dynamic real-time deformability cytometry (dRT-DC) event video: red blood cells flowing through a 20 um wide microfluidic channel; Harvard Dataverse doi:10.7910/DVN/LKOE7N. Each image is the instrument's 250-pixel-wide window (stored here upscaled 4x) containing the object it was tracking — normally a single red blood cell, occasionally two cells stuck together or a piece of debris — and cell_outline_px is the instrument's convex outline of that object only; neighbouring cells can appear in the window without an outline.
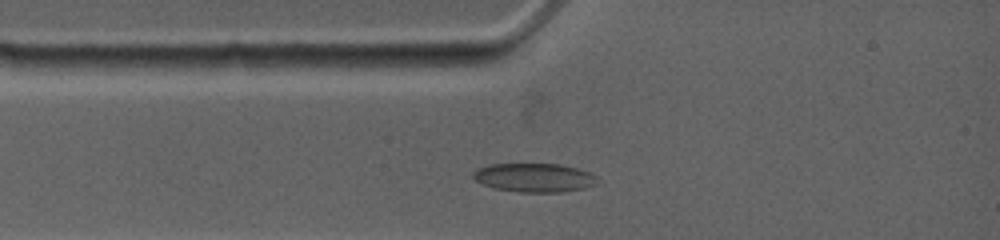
{"species": "common noctule bat (a hibernating species)", "species_latin": "Nyctalus noctula", "temperature_condition": "warm", "stored_images_in_passage": 5, "camera_frame_rate_fps": 4500, "um_per_image_px": 0.085, "animal": {"sex": "female", "body_mass_g": 19.0, "forearm_length_mm": 53.3}, "frame": {"image": 1, "passage_image": 3, "time_ms": 1.778, "image_size_px": [1000, 240], "cell_outline_px": [[596, 184], [584, 188], [560, 192], [520, 192], [492, 188], [476, 180], [472, 176], [472, 172], [488, 164], [560, 164], [576, 168], [588, 172], [596, 176]], "centroid_in_image_um": [45.39, 15.1], "position_along_channel_um": 39.6, "area_um2": 20.69}}
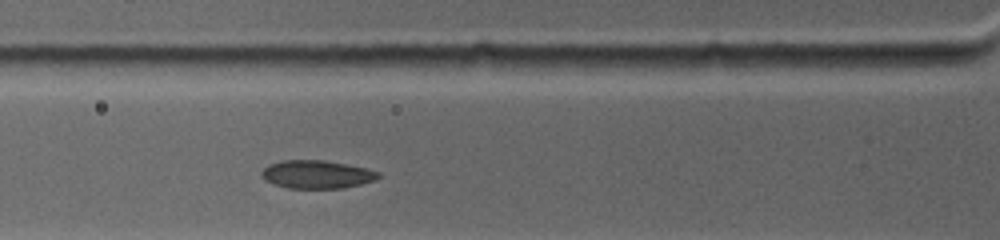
{"frame": {"image": 2, "passage_image": 5, "time_ms": 3.333, "image_size_px": [1000, 240], "cell_outline_px": [[380, 176], [376, 180], [344, 188], [288, 188], [272, 184], [264, 180], [260, 176], [260, 172], [268, 164], [280, 160], [324, 160], [364, 168], [380, 172]], "centroid_in_image_um": [26.87, 14.82], "position_along_channel_um": 98.9, "area_um2": 19.25}}